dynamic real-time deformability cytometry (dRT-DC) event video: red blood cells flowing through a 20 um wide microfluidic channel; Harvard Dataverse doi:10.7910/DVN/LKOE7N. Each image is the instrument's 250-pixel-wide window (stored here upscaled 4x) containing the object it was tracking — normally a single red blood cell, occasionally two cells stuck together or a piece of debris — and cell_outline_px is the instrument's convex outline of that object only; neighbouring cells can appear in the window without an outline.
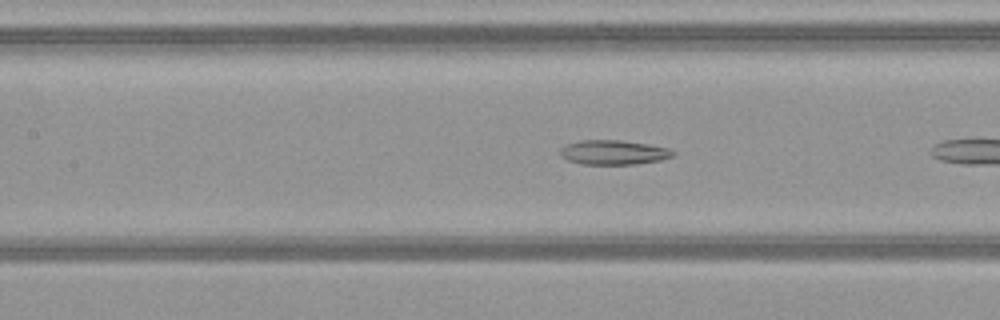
{"species": "common noctule bat (a hibernating species)", "species_latin": "Nyctalus noctula", "temperature_condition": "warm", "stored_images_in_passage": 8, "camera_frame_rate_fps": 3000, "um_per_image_px": 0.085, "animal": {"sex": "female", "body_mass_g": 21.9}, "frame": {"image": 1, "passage_image": 7, "time_ms": 2.0, "image_size_px": [1000, 320], "cell_outline_px": [[676, 152], [672, 156], [660, 160], [636, 164], [584, 164], [568, 160], [560, 156], [560, 148], [568, 144], [580, 140], [620, 140], [648, 144], [672, 148]], "centroid_in_image_um": [52.18, 12.94], "position_along_channel_um": 155.2, "area_um2": 16.13}}